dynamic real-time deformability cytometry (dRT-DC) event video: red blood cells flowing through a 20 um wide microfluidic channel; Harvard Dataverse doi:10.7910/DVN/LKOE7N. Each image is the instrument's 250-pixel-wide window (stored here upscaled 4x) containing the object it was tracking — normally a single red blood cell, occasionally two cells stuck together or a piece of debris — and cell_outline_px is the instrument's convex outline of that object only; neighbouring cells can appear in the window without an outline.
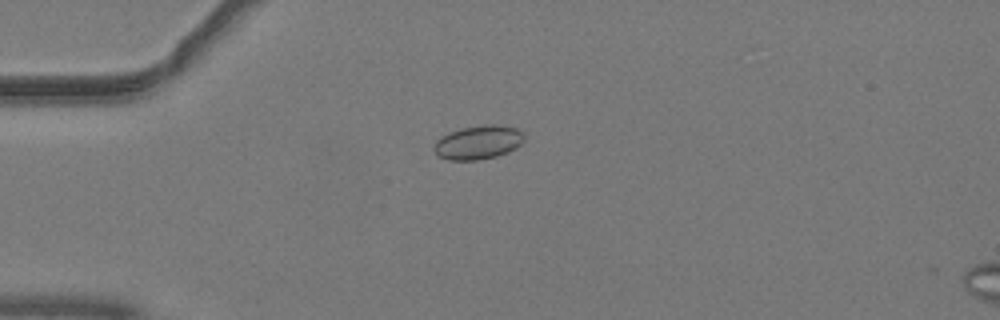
{"species": "common noctule bat (a hibernating species)", "species_latin": "Nyctalus noctula", "temperature_condition": "warm", "stored_images_in_passage": 21, "camera_frame_rate_fps": 3000, "um_per_image_px": 0.085, "animal": {"sex": "male", "body_mass_g": 19.2, "forearm_length_mm": 51.8}, "frame": {"image": 1, "passage_image": 15, "time_ms": 4.667, "image_size_px": [1000, 320], "cell_outline_px": [[524, 140], [516, 148], [508, 152], [496, 156], [476, 160], [448, 160], [440, 156], [432, 148], [436, 140], [440, 136], [460, 128], [484, 124], [496, 124], [516, 128], [524, 132]], "centroid_in_image_um": [40.65, 12.08], "position_along_channel_um": 44.3, "area_um2": 17.92}}